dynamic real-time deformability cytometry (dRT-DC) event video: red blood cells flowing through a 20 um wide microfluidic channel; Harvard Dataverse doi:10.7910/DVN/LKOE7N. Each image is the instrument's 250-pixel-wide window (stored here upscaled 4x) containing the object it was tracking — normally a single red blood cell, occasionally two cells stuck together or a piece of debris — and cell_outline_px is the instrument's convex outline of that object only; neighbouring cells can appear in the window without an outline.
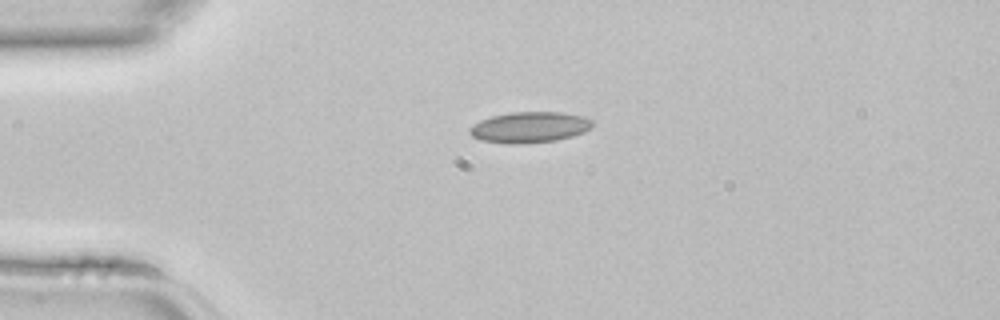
{"species": "common noctule bat (a hibernating species)", "species_latin": "Nyctalus noctula", "temperature_condition": "room temperature", "stored_images_in_passage": 35, "camera_frame_rate_fps": 3000, "um_per_image_px": 0.085, "animal": {"sex": "female", "body_mass_g": 22.7, "forearm_length_mm": 54.2}, "frame": {"image": 1, "passage_image": 1, "time_ms": 0.0, "image_size_px": [1000, 320], "cell_outline_px": [[592, 124], [584, 132], [572, 136], [556, 140], [524, 144], [508, 144], [480, 140], [472, 136], [468, 132], [468, 128], [472, 124], [480, 120], [492, 116], [512, 112], [560, 112], [584, 116], [592, 120]], "centroid_in_image_um": [44.96, 10.82], "position_along_channel_um": 40.0, "area_um2": 22.2}}
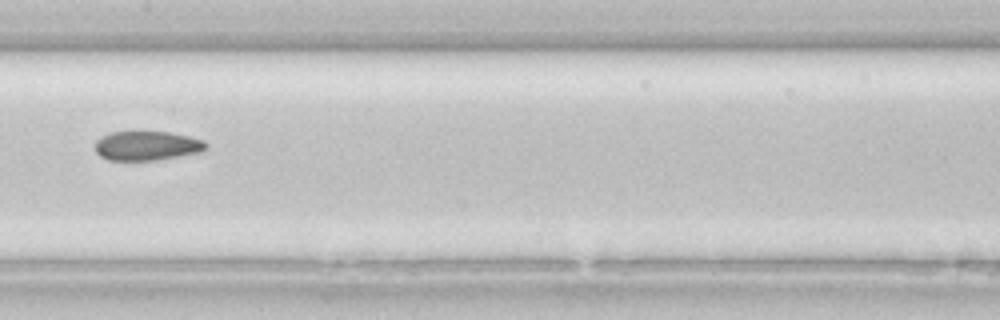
{"frame": {"image": 2, "passage_image": 13, "time_ms": 4.0, "image_size_px": [1000, 320], "cell_outline_px": [[208, 148], [204, 152], [156, 160], [108, 160], [100, 156], [96, 152], [96, 140], [112, 132], [132, 128], [168, 132], [188, 136], [204, 140], [208, 144]], "centroid_in_image_um": [12.52, 12.35], "position_along_channel_um": 194.9, "area_um2": 19.77}}
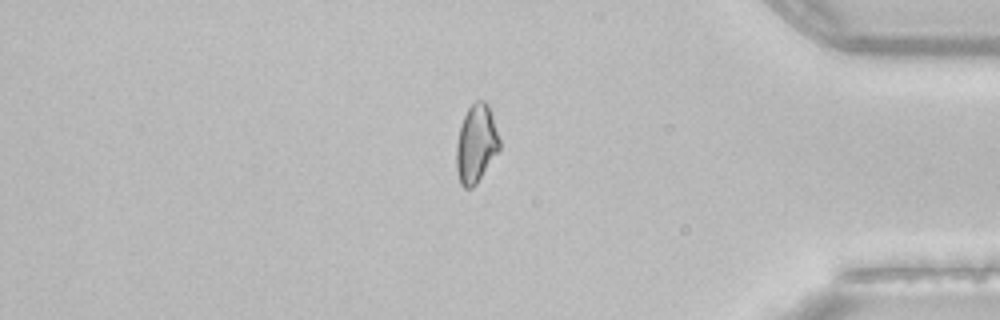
{"frame": {"image": 3, "passage_image": 28, "time_ms": 9.0, "image_size_px": [1000, 320], "cell_outline_px": [[500, 148], [476, 184], [472, 188], [464, 188], [460, 184], [456, 168], [456, 144], [460, 124], [468, 108], [476, 100], [484, 100], [488, 104], [500, 140]], "centroid_in_image_um": [40.45, 12.22], "position_along_channel_um": 394.7, "area_um2": 19.59}}